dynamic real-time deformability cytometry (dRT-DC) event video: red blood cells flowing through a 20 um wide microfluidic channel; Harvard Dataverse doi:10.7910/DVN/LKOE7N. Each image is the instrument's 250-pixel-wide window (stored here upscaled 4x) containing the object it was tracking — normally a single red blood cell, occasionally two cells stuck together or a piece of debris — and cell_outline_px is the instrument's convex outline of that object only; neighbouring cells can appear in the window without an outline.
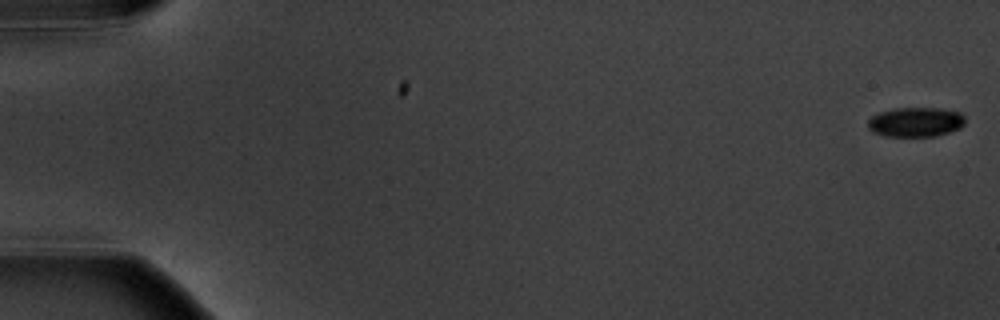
{"species": "common noctule bat (a hibernating species)", "species_latin": "Nyctalus noctula", "temperature_condition": "warm", "stored_images_in_passage": 5, "camera_frame_rate_fps": 3000, "um_per_image_px": 0.085, "animal": {"sex": "male", "body_mass_g": 20.1, "forearm_length_mm": 53.5}, "frame": {"image": 1, "passage_image": 1, "time_ms": 0.0, "image_size_px": [1000, 320], "cell_outline_px": [[964, 124], [960, 128], [936, 136], [884, 136], [872, 132], [868, 128], [868, 120], [872, 116], [880, 112], [896, 108], [940, 108], [960, 112], [964, 116]], "centroid_in_image_um": [77.82, 10.37], "position_along_channel_um": 7.2, "area_um2": 16.76}}